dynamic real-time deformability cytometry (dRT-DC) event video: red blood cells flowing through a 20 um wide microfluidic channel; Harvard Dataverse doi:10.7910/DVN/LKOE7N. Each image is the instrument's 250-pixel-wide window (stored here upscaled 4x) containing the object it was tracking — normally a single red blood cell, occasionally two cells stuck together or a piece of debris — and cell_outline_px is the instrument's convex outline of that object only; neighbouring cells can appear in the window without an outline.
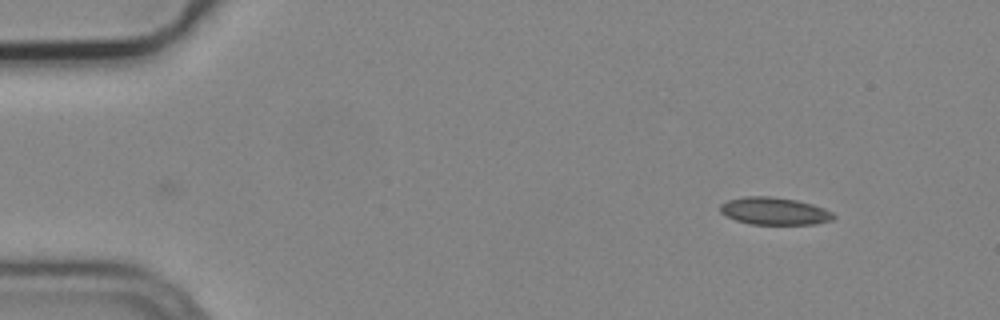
{"species": "common noctule bat (a hibernating species)", "species_latin": "Nyctalus noctula", "temperature_condition": "cold", "stored_images_in_passage": 4, "camera_frame_rate_fps": 3000, "um_per_image_px": 0.085, "animal": {"sex": "male", "body_mass_g": 19.2, "forearm_length_mm": 51.8}, "frame": {"image": 1, "passage_image": 4, "time_ms": 1.0, "image_size_px": [1000, 320], "cell_outline_px": [[836, 216], [832, 220], [816, 224], [752, 224], [736, 220], [724, 216], [720, 212], [720, 204], [728, 200], [744, 196], [772, 196], [796, 200], [812, 204], [824, 208], [832, 212]], "centroid_in_image_um": [65.81, 17.94], "position_along_channel_um": 19.2, "area_um2": 18.21}}